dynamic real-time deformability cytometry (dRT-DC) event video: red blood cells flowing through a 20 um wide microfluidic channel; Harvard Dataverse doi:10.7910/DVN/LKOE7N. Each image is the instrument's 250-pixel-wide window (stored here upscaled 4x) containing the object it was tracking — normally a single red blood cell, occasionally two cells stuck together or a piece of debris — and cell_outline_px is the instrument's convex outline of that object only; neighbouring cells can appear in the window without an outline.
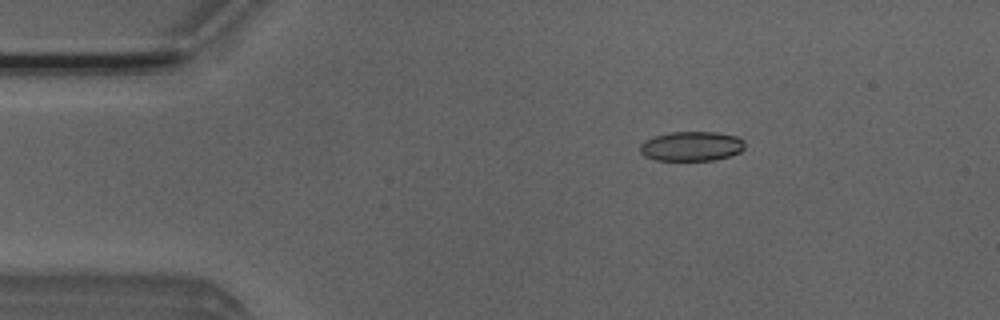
{"species": "Egyptian fruit bat (a non-hibernating species)", "species_latin": "Rousettus aegyptiacus", "temperature_condition": "room temperature", "stored_images_in_passage": 19, "camera_frame_rate_fps": 3000, "um_per_image_px": 0.085, "animal": {"sex": "male"}, "frame": {"image": 1, "passage_image": 9, "time_ms": 2.667, "image_size_px": [1000, 320], "cell_outline_px": [[744, 148], [740, 152], [728, 156], [712, 160], [656, 160], [644, 156], [640, 152], [640, 144], [644, 140], [668, 132], [716, 132], [736, 136], [744, 140]], "centroid_in_image_um": [58.76, 12.42], "position_along_channel_um": 26.2, "area_um2": 18.03}}